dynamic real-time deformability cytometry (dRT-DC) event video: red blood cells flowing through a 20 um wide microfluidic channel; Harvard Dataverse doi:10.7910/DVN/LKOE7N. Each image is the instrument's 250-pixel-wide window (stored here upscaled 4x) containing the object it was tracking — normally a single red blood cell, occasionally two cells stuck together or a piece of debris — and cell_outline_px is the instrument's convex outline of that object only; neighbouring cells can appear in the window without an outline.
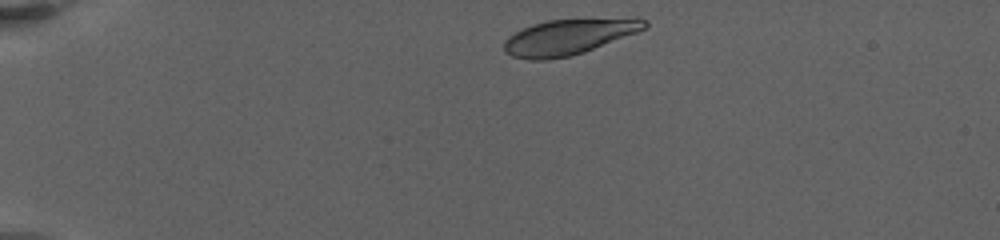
{"species": "human", "species_latin": "Homo sapiens", "temperature_condition": "warm", "stored_images_in_passage": 20, "camera_frame_rate_fps": 3000, "um_per_image_px": 0.085, "donor": {"sex": "female"}, "frame": {"image": 1, "passage_image": 2, "time_ms": 0.333, "image_size_px": [1000, 240], "cell_outline_px": [[648, 24], [644, 28], [636, 32], [584, 52], [568, 56], [544, 60], [528, 60], [512, 56], [504, 52], [504, 40], [508, 36], [532, 24], [548, 20], [636, 16], [640, 16], [648, 20]], "centroid_in_image_um": [48.39, 3.1], "position_along_channel_um": 36.6, "area_um2": 29.54}}
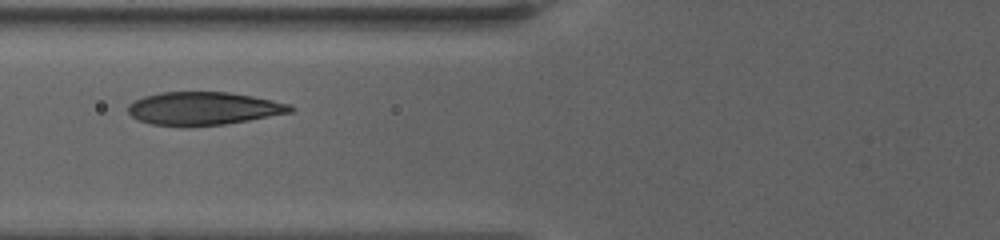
{"frame": {"image": 2, "passage_image": 12, "time_ms": 5.0, "image_size_px": [1000, 240], "cell_outline_px": [[296, 108], [292, 112], [248, 120], [224, 124], [188, 128], [152, 124], [140, 120], [132, 116], [128, 112], [128, 104], [144, 96], [160, 92], [228, 92], [252, 96], [292, 104]], "centroid_in_image_um": [17.3, 9.23], "position_along_channel_um": 108.5, "area_um2": 31.56}}
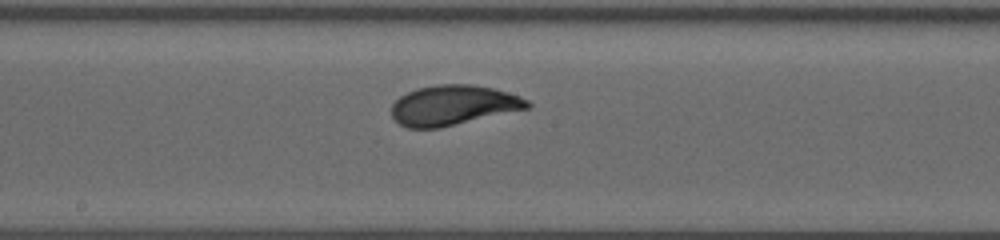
{"frame": {"image": 3, "passage_image": 20, "time_ms": 8.333, "image_size_px": [1000, 240], "cell_outline_px": [[532, 104], [528, 108], [440, 128], [408, 128], [400, 124], [392, 116], [392, 104], [400, 96], [416, 88], [440, 84], [472, 84], [492, 88], [520, 96], [528, 100]], "centroid_in_image_um": [38.51, 8.94], "position_along_channel_um": 209.7, "area_um2": 31.5}}